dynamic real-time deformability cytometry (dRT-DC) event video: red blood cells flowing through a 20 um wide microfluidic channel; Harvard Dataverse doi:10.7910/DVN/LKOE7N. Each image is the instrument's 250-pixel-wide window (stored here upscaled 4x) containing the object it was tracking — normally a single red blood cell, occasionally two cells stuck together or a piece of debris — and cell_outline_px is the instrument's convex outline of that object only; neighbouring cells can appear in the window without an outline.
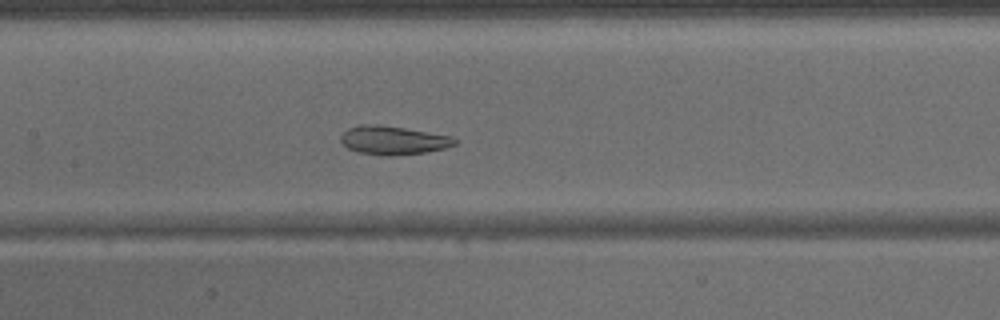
{"species": "common noctule bat (a hibernating species)", "species_latin": "Nyctalus noctula", "temperature_condition": "warm", "stored_images_in_passage": 32, "camera_frame_rate_fps": 3000, "um_per_image_px": 0.085, "animal": {"sex": "male", "body_mass_g": 15.6}, "frame": {"image": 1, "passage_image": 13, "time_ms": 4.0, "image_size_px": [1000, 320], "cell_outline_px": [[460, 140], [456, 144], [444, 148], [424, 152], [388, 156], [380, 156], [356, 152], [348, 148], [340, 140], [340, 136], [348, 128], [360, 124], [376, 124], [404, 128], [452, 136]], "centroid_in_image_um": [33.41, 11.92], "position_along_channel_um": 174.0, "area_um2": 19.07}}
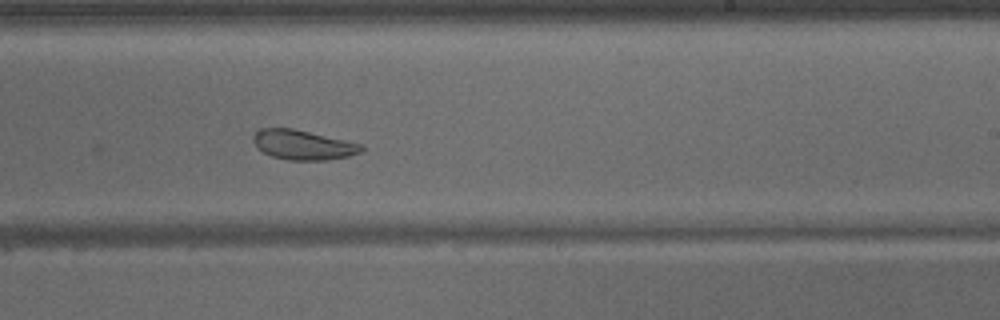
{"frame": {"image": 2, "passage_image": 19, "time_ms": 6.0, "image_size_px": [1000, 320], "cell_outline_px": [[364, 148], [360, 152], [348, 156], [328, 160], [288, 160], [272, 156], [256, 148], [252, 140], [252, 136], [260, 128], [292, 128], [364, 144]], "centroid_in_image_um": [25.74, 12.31], "position_along_channel_um": 263.3, "area_um2": 18.79}}
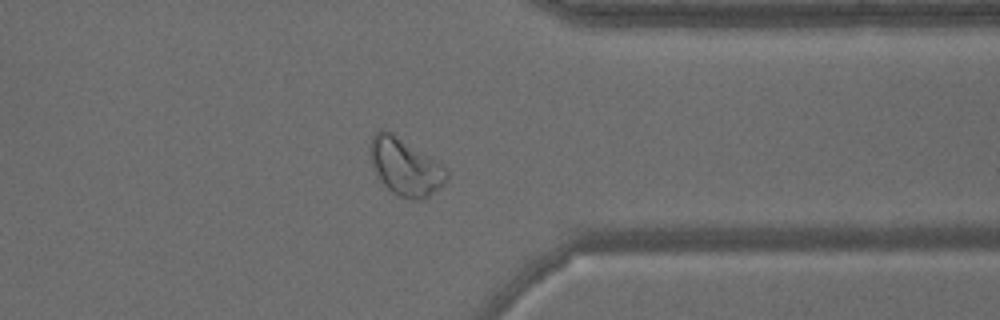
{"frame": {"image": 3, "passage_image": 27, "time_ms": 8.667, "image_size_px": [1000, 320], "cell_outline_px": [[448, 180], [444, 184], [428, 196], [420, 200], [400, 196], [392, 192], [380, 180], [372, 164], [372, 136], [380, 128], [384, 128], [392, 132], [440, 164], [448, 172]], "centroid_in_image_um": [34.45, 14.18], "position_along_channel_um": 376.9, "area_um2": 24.68}}